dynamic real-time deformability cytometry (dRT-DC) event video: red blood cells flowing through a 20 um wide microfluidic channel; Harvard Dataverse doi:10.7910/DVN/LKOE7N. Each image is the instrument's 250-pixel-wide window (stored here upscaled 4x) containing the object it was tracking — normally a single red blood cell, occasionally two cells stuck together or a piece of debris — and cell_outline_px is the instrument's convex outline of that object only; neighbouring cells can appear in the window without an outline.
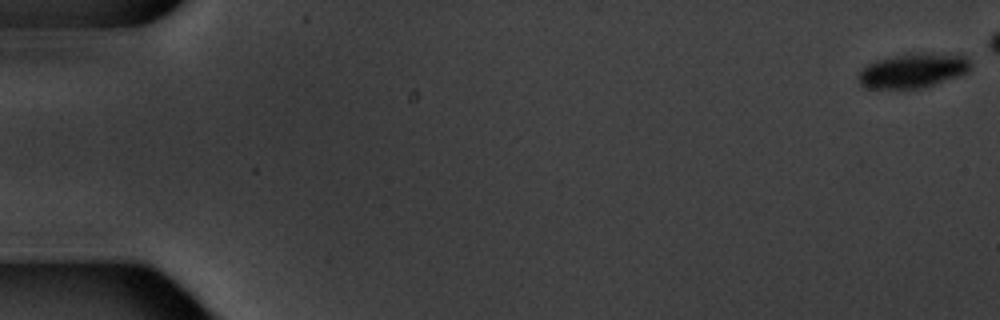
{"species": "common noctule bat (a hibernating species)", "species_latin": "Nyctalus noctula", "temperature_condition": "warm", "stored_images_in_passage": 6, "camera_frame_rate_fps": 3000, "um_per_image_px": 0.085, "animal": {"sex": "male", "body_mass_g": 20.1, "forearm_length_mm": 53.5}, "frame": {"image": 1, "passage_image": 1, "time_ms": 0.0, "image_size_px": [1000, 320], "cell_outline_px": [[972, 64], [968, 72], [920, 88], [864, 88], [860, 84], [856, 76], [860, 68], [876, 60], [908, 52], [960, 52]], "centroid_in_image_um": [77.59, 5.94], "position_along_channel_um": 7.4, "area_um2": 23.12}}